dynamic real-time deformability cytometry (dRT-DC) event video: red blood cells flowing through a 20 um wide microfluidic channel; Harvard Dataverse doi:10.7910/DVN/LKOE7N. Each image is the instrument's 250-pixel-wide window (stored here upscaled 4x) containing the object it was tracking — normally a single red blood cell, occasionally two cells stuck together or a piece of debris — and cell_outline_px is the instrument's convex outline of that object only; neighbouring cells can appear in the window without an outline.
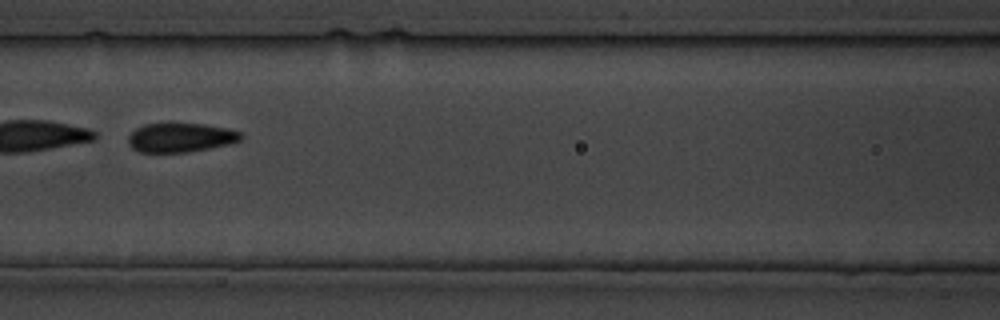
{"species": "common noctule bat (a hibernating species)", "species_latin": "Nyctalus noctula", "temperature_condition": "cold", "stored_images_in_passage": 24, "camera_frame_rate_fps": 3000, "um_per_image_px": 0.085, "animal": {"sex": "male", "body_mass_g": 19.5, "forearm_length_mm": 54.6}, "frame": {"image": 1, "passage_image": 8, "time_ms": 9.0, "image_size_px": [1000, 320], "cell_outline_px": [[244, 136], [240, 140], [232, 144], [188, 152], [140, 152], [132, 148], [128, 144], [128, 136], [136, 128], [144, 124], [168, 120], [204, 124], [228, 128], [240, 132]], "centroid_in_image_um": [15.34, 11.64], "position_along_channel_um": 151.3, "area_um2": 20.06}}